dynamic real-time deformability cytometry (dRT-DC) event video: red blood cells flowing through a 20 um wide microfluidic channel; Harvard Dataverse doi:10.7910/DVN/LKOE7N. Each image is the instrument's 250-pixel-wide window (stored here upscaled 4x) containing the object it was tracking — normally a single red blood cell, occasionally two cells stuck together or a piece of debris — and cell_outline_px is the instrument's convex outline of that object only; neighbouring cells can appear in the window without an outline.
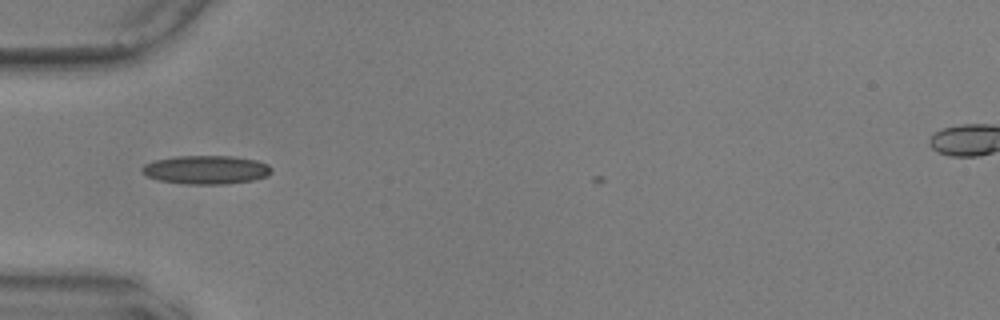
{"species": "common noctule bat (a hibernating species)", "species_latin": "Nyctalus noctula", "temperature_condition": "warm", "stored_images_in_passage": 5, "camera_frame_rate_fps": 3000, "um_per_image_px": 0.085, "animal": {"sex": "male", "body_mass_g": 17.9, "forearm_length_mm": 54.2}, "frame": {"image": 1, "passage_image": 2, "time_ms": 0.333, "image_size_px": [1000, 320], "cell_outline_px": [[272, 172], [268, 176], [252, 180], [228, 184], [188, 184], [160, 180], [148, 176], [140, 168], [144, 164], [156, 160], [176, 156], [236, 156], [256, 160], [268, 164], [272, 168]], "centroid_in_image_um": [17.57, 14.42], "position_along_channel_um": 67.4, "area_um2": 21.56}}